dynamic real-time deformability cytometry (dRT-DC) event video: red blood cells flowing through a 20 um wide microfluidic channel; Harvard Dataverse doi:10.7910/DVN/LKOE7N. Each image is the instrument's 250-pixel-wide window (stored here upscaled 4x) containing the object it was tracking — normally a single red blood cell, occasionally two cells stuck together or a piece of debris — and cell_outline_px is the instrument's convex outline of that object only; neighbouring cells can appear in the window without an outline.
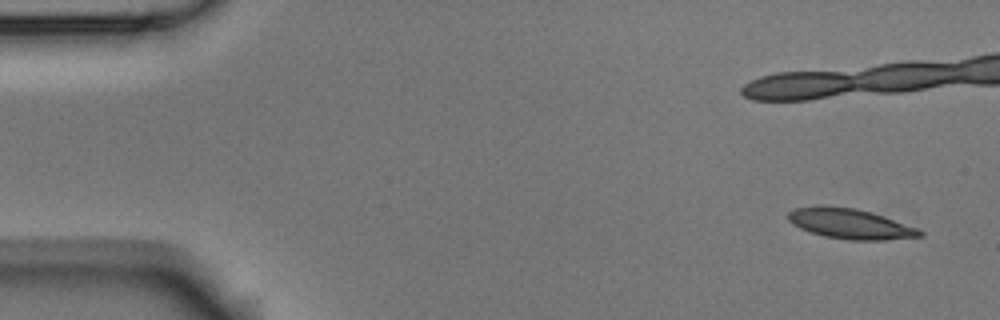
{"species": "Egyptian fruit bat (a non-hibernating species)", "species_latin": "Rousettus aegyptiacus", "temperature_condition": "room temperature", "stored_images_in_passage": 5, "camera_frame_rate_fps": 3000, "um_per_image_px": 0.085, "animal": {"sex": "male"}, "frame": {"image": 1, "passage_image": 1, "time_ms": 0.0, "image_size_px": [1000, 320], "cell_outline_px": [[924, 236], [884, 240], [848, 240], [824, 236], [800, 228], [792, 224], [788, 220], [788, 212], [792, 208], [820, 204], [824, 204], [856, 208], [916, 228], [924, 232]], "centroid_in_image_um": [72.17, 19.0], "position_along_channel_um": 12.8, "area_um2": 23.12}}